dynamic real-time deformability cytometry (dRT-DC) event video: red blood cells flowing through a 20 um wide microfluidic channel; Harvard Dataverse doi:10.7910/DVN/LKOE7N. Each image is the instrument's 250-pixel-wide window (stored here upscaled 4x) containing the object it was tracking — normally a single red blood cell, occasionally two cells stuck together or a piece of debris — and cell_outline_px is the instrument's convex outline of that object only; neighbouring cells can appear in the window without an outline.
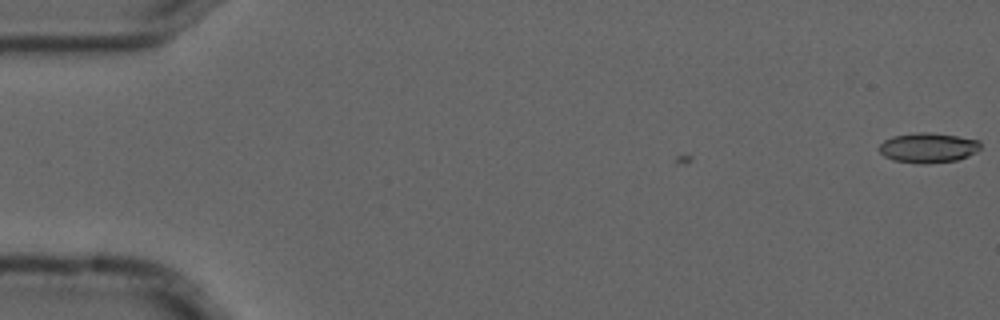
{"species": "common noctule bat (a hibernating species)", "species_latin": "Nyctalus noctula", "temperature_condition": "cold", "stored_images_in_passage": 2, "camera_frame_rate_fps": 3000, "um_per_image_px": 0.085, "animal": {"sex": "male", "forearm_length_mm": 52.5}, "frame": {"image": 1, "passage_image": 2, "time_ms": 0.333, "image_size_px": [1000, 320], "cell_outline_px": [[980, 148], [976, 152], [968, 156], [956, 160], [928, 164], [924, 164], [892, 160], [884, 156], [880, 152], [880, 144], [884, 140], [892, 136], [920, 132], [928, 132], [956, 136], [980, 140]], "centroid_in_image_um": [78.89, 12.56], "position_along_channel_um": 6.1, "area_um2": 17.63}}